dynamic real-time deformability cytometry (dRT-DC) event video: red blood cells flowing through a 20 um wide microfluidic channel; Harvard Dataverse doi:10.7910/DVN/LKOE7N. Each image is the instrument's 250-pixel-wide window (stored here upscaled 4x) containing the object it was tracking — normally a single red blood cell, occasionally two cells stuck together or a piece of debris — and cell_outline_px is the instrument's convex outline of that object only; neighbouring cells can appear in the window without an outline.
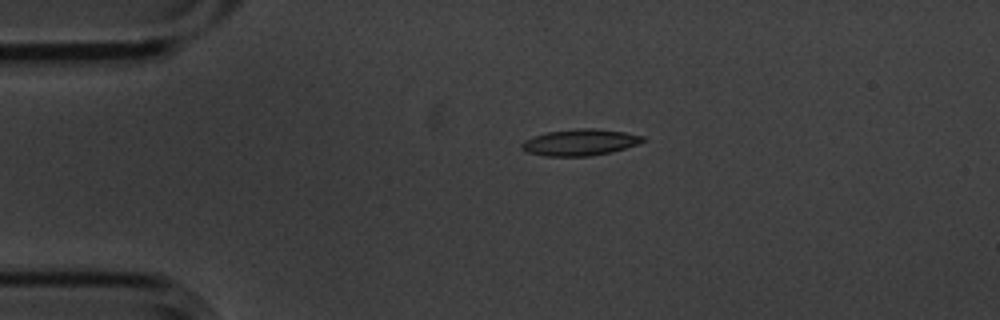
{"species": "common noctule bat (a hibernating species)", "species_latin": "Nyctalus noctula", "temperature_condition": "cold", "stored_images_in_passage": 12, "camera_frame_rate_fps": 3000, "um_per_image_px": 0.085, "animal": {"sex": "male", "body_mass_g": 20.1, "forearm_length_mm": 53.5}, "frame": {"image": 1, "passage_image": 1, "time_ms": 0.0, "image_size_px": [1000, 320], "cell_outline_px": [[644, 140], [636, 144], [612, 152], [588, 156], [544, 156], [528, 152], [520, 148], [520, 144], [524, 140], [548, 132], [580, 128], [596, 128], [624, 132], [644, 136]], "centroid_in_image_um": [49.28, 12.1], "position_along_channel_um": 35.7, "area_um2": 18.44}}
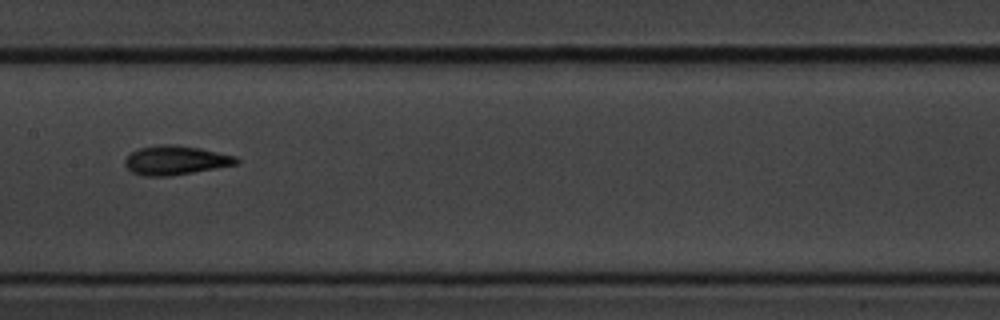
{"frame": {"image": 2, "passage_image": 5, "time_ms": 1.333, "image_size_px": [1000, 320], "cell_outline_px": [[240, 160], [236, 164], [216, 168], [172, 176], [144, 176], [132, 172], [124, 164], [124, 160], [132, 152], [140, 148], [160, 144], [176, 144], [200, 148], [236, 156]], "centroid_in_image_um": [14.92, 13.62], "position_along_channel_um": 192.5, "area_um2": 18.9}}
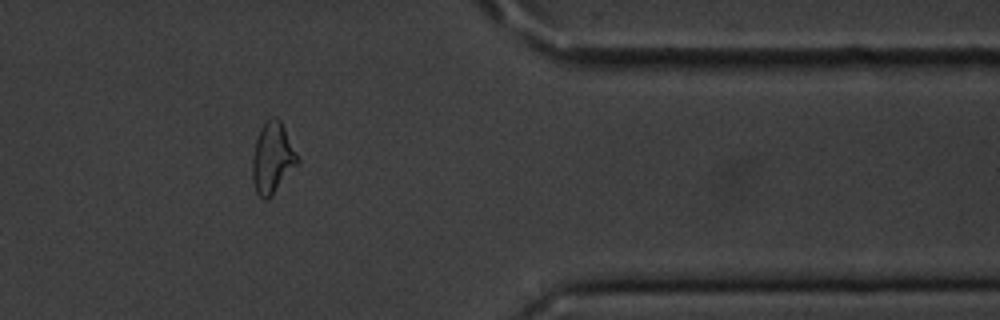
{"frame": {"image": 3, "passage_image": 10, "time_ms": 3.0, "image_size_px": [1000, 320], "cell_outline_px": [[300, 160], [272, 196], [268, 200], [264, 200], [256, 192], [252, 180], [252, 160], [256, 140], [260, 128], [272, 116], [276, 116], [280, 120]], "centroid_in_image_um": [23.14, 13.45], "position_along_channel_um": 388.3, "area_um2": 18.44}}